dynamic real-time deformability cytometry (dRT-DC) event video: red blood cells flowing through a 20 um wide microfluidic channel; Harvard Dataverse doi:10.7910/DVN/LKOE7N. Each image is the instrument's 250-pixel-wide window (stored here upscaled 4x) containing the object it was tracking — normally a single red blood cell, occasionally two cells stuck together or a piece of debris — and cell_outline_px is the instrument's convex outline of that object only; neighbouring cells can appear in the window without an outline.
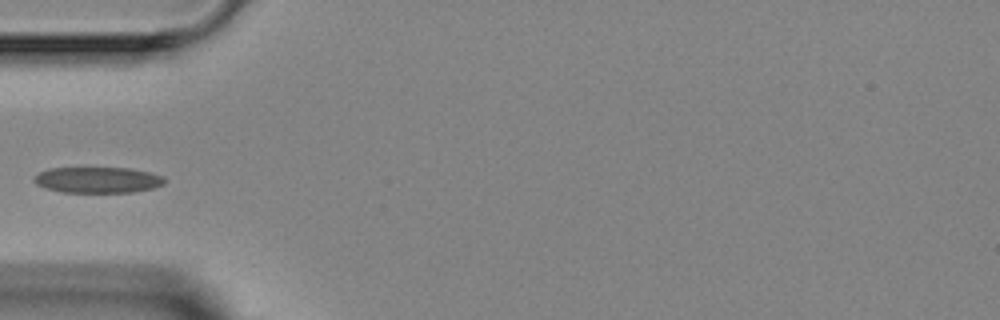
{"species": "Egyptian fruit bat (a non-hibernating species)", "species_latin": "Rousettus aegyptiacus", "temperature_condition": "room temperature", "stored_images_in_passage": 4, "camera_frame_rate_fps": 3000, "um_per_image_px": 0.085, "animal": {"sex": "female"}, "frame": {"image": 1, "passage_image": 4, "time_ms": 3.333, "image_size_px": [1000, 320], "cell_outline_px": [[164, 184], [152, 188], [132, 192], [60, 192], [44, 188], [36, 184], [32, 180], [40, 172], [48, 168], [128, 168], [148, 172], [164, 176]], "centroid_in_image_um": [8.27, 15.29], "position_along_channel_um": 76.7, "area_um2": 19.65}}